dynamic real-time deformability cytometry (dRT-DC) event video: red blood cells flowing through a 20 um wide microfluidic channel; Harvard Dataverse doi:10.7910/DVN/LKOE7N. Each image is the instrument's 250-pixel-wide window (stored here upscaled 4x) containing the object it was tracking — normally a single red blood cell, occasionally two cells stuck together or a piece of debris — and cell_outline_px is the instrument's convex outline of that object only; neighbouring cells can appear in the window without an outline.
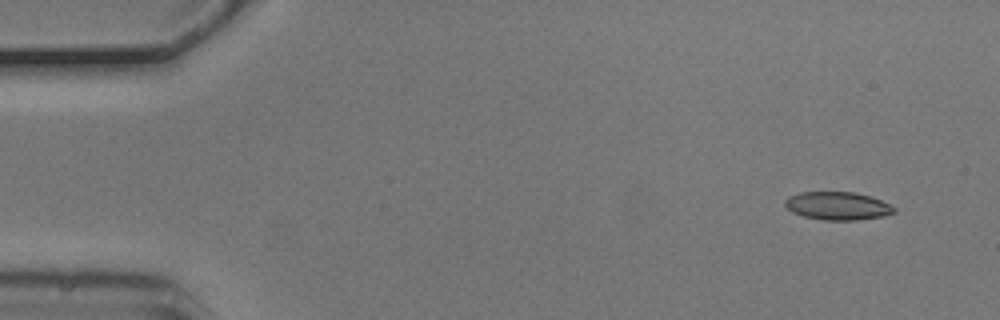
{"species": "common noctule bat (a hibernating species)", "species_latin": "Nyctalus noctula", "temperature_condition": "cold", "stored_images_in_passage": 6, "camera_frame_rate_fps": 3000, "um_per_image_px": 0.085, "animal": {"sex": "male", "body_mass_g": 20.5, "forearm_length_mm": 52.5}, "frame": {"image": 1, "passage_image": 1, "time_ms": 0.0, "image_size_px": [1000, 320], "cell_outline_px": [[896, 212], [884, 216], [856, 220], [824, 220], [804, 216], [792, 212], [784, 204], [784, 200], [788, 196], [800, 192], [852, 192], [868, 196], [880, 200], [896, 208]], "centroid_in_image_um": [71.18, 17.5], "position_along_channel_um": 13.8, "area_um2": 17.74}}
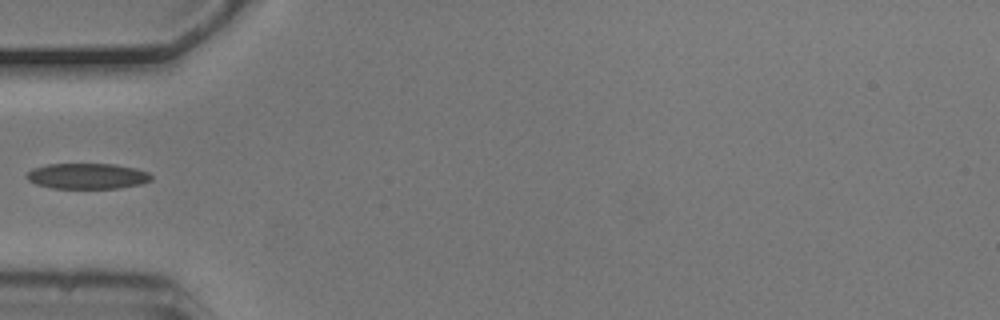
{"frame": {"image": 2, "passage_image": 5, "time_ms": 1.333, "image_size_px": [1000, 320], "cell_outline_px": [[152, 180], [140, 184], [120, 188], [52, 188], [36, 184], [28, 180], [24, 176], [32, 168], [48, 164], [116, 164], [136, 168], [148, 172], [152, 176]], "centroid_in_image_um": [7.42, 14.96], "position_along_channel_um": 77.6, "area_um2": 18.73}}
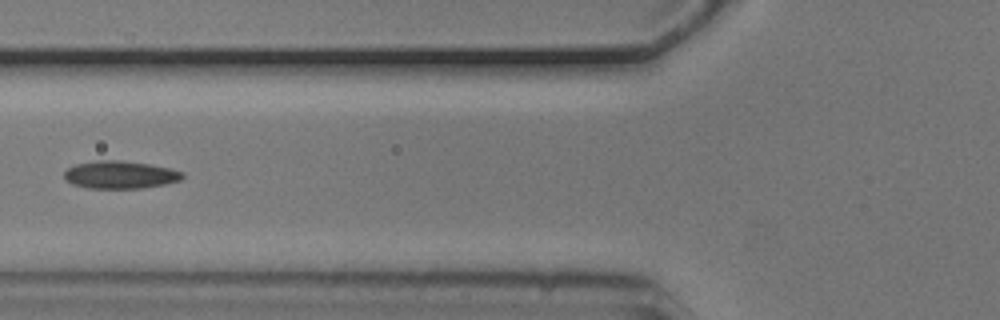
{"frame": {"image": 3, "passage_image": 6, "time_ms": 1.667, "image_size_px": [1000, 320], "cell_outline_px": [[184, 176], [180, 180], [164, 184], [144, 188], [88, 188], [72, 184], [64, 176], [64, 172], [68, 168], [76, 164], [96, 160], [120, 160], [148, 164], [172, 168], [184, 172]], "centroid_in_image_um": [10.24, 14.85], "position_along_channel_um": 115.6, "area_um2": 19.07}}